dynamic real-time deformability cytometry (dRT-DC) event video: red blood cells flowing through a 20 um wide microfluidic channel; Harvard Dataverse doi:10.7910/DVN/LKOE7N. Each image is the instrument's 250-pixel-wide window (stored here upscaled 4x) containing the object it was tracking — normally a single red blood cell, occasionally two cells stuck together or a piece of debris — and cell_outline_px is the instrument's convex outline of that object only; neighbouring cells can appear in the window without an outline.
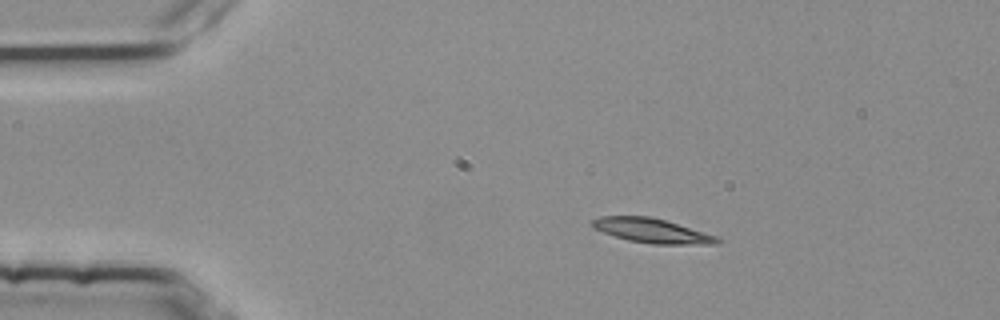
{"species": "common noctule bat (a hibernating species)", "species_latin": "Nyctalus noctula", "temperature_condition": "room temperature", "stored_images_in_passage": 2, "camera_frame_rate_fps": 3000, "um_per_image_px": 0.085, "animal": {"sex": "female", "body_mass_g": 25.1}, "frame": {"image": 1, "passage_image": 1, "time_ms": 0.0, "image_size_px": [1000, 320], "cell_outline_px": [[720, 240], [716, 244], [652, 244], [628, 240], [604, 232], [596, 228], [592, 224], [592, 220], [600, 216], [648, 216], [664, 220], [716, 236]], "centroid_in_image_um": [55.4, 19.61], "position_along_channel_um": 29.6, "area_um2": 17.28}}